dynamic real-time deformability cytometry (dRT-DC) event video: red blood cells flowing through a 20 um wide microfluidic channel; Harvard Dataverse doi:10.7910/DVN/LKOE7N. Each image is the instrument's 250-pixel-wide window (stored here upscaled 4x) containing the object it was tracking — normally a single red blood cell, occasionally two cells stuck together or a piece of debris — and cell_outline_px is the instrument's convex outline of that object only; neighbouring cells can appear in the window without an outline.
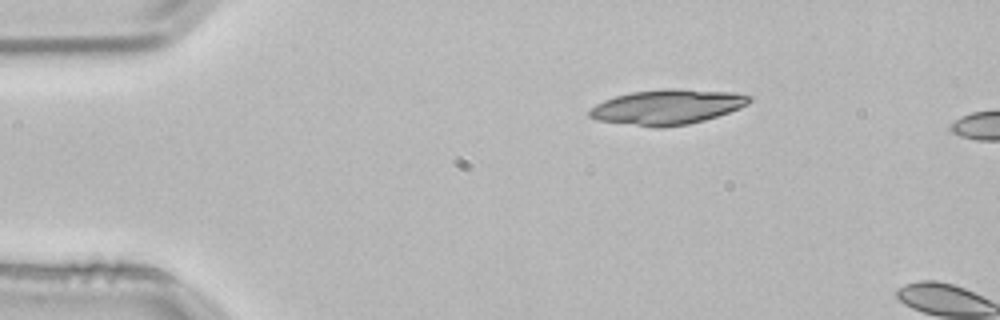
{"species": "common noctule bat (a hibernating species)", "species_latin": "Nyctalus noctula", "temperature_condition": "room temperature", "stored_images_in_passage": 3, "camera_frame_rate_fps": 3000, "um_per_image_px": 0.085, "animal": {"sex": "male", "body_mass_g": 21.5, "forearm_length_mm": 52.0}, "frame": {"image": 1, "passage_image": 3, "time_ms": 0.667, "image_size_px": [1000, 320], "cell_outline_px": [[752, 100], [748, 104], [740, 108], [704, 120], [688, 124], [664, 128], [656, 128], [596, 120], [588, 116], [588, 108], [604, 100], [616, 96], [632, 92], [660, 88], [676, 88], [736, 92], [752, 96]], "centroid_in_image_um": [56.71, 9.08], "position_along_channel_um": 28.3, "area_um2": 33.0}}